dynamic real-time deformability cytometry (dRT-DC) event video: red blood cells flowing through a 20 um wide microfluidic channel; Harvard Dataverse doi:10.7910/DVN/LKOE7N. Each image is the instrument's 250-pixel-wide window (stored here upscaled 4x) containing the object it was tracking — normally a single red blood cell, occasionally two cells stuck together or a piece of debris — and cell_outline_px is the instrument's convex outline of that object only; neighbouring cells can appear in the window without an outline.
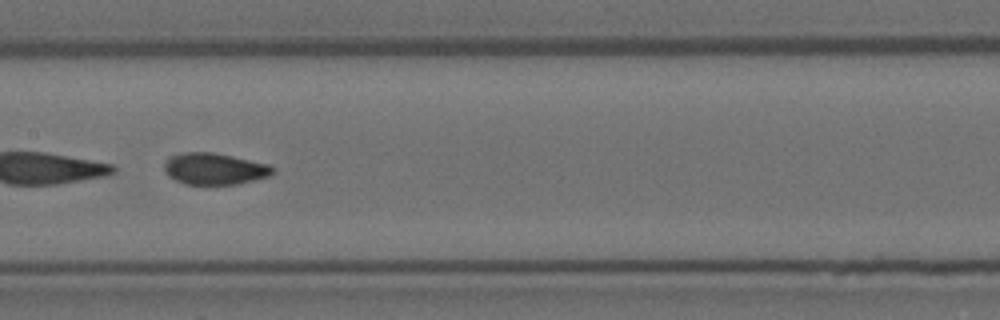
{"species": "Egyptian fruit bat (a non-hibernating species)", "species_latin": "Rousettus aegyptiacus", "temperature_condition": "room temperature", "stored_images_in_passage": 57, "camera_frame_rate_fps": 3000, "um_per_image_px": 0.085, "animal": {"sex": "female"}, "frame": {"image": 1, "passage_image": 28, "time_ms": 9.0, "image_size_px": [1000, 320], "cell_outline_px": [[276, 172], [268, 176], [236, 184], [184, 184], [168, 176], [164, 168], [164, 164], [172, 156], [180, 152], [212, 152], [232, 156], [268, 164], [276, 168]], "centroid_in_image_um": [18.24, 14.34], "position_along_channel_um": 189.2, "area_um2": 19.83}}
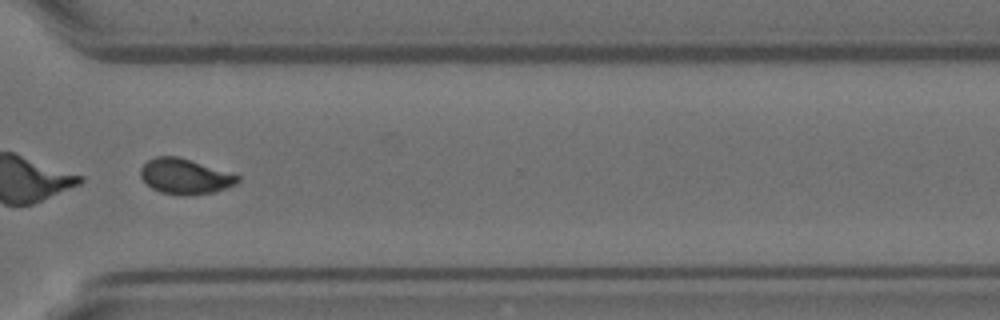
{"frame": {"image": 2, "passage_image": 42, "time_ms": 13.667, "image_size_px": [1000, 320], "cell_outline_px": [[240, 180], [236, 184], [212, 192], [184, 196], [180, 196], [160, 192], [152, 188], [140, 176], [140, 168], [148, 160], [156, 156], [176, 156], [240, 176]], "centroid_in_image_um": [15.68, 15.0], "position_along_channel_um": 354.9, "area_um2": 19.65}}